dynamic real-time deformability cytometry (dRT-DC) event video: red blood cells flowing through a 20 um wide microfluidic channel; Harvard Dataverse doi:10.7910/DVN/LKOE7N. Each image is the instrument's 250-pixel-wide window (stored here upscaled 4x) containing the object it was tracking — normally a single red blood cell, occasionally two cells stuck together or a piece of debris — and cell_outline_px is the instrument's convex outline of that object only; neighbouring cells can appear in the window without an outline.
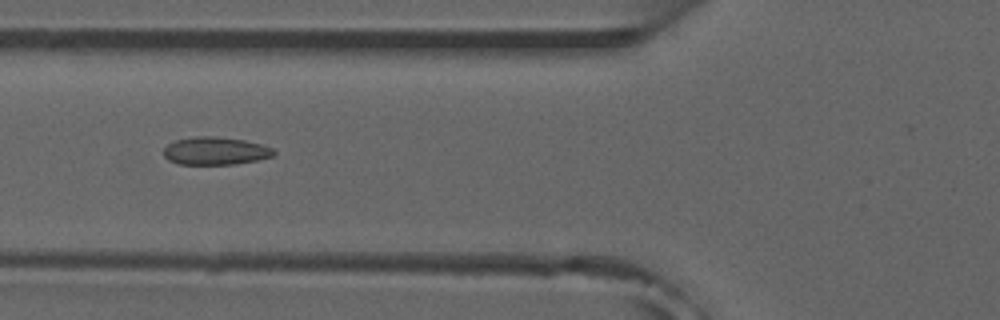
{"species": "common noctule bat (a hibernating species)", "species_latin": "Nyctalus noctula", "temperature_condition": "room temperature", "stored_images_in_passage": 40, "camera_frame_rate_fps": 3000, "um_per_image_px": 0.085, "animal": {"sex": "male", "forearm_length_mm": 52.5}, "frame": {"image": 1, "passage_image": 7, "time_ms": 2.0, "image_size_px": [1000, 320], "cell_outline_px": [[276, 152], [272, 156], [256, 160], [236, 164], [176, 164], [168, 160], [164, 156], [164, 148], [168, 144], [176, 140], [196, 136], [212, 136], [244, 140], [260, 144], [272, 148]], "centroid_in_image_um": [18.28, 12.83], "position_along_channel_um": 107.5, "area_um2": 17.74}, "authors_computed_cell_mechanics": {"area_um2": 17.1666, "velocity_mm_per_s": 3.8922, "shape_relaxation_time_tau1_ms": null, "shape_relaxation_time_tau2_ms": 0.9181, "deformation_change_tau1": null, "deformation_change_tau2": 0.0707}}